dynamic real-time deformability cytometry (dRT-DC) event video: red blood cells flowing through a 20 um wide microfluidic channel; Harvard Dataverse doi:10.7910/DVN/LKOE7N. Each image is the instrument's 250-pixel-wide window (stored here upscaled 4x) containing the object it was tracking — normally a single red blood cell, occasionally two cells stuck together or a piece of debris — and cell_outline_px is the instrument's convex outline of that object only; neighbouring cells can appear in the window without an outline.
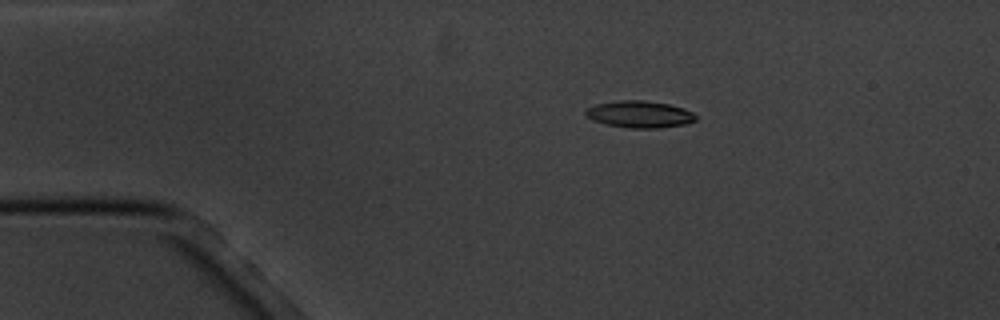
{"species": "common noctule bat (a hibernating species)", "species_latin": "Nyctalus noctula", "temperature_condition": "cold", "stored_images_in_passage": 5, "camera_frame_rate_fps": 3000, "um_per_image_px": 0.085, "animal": {"sex": "male", "body_mass_g": 20.1, "forearm_length_mm": 53.5}, "frame": {"image": 1, "passage_image": 3, "time_ms": 2.333, "image_size_px": [1000, 320], "cell_outline_px": [[696, 120], [684, 124], [660, 128], [628, 128], [608, 124], [592, 120], [584, 112], [588, 108], [596, 104], [620, 100], [644, 100], [668, 104], [684, 108], [692, 112], [696, 116]], "centroid_in_image_um": [54.38, 9.71], "position_along_channel_um": 30.6, "area_um2": 17.11}}